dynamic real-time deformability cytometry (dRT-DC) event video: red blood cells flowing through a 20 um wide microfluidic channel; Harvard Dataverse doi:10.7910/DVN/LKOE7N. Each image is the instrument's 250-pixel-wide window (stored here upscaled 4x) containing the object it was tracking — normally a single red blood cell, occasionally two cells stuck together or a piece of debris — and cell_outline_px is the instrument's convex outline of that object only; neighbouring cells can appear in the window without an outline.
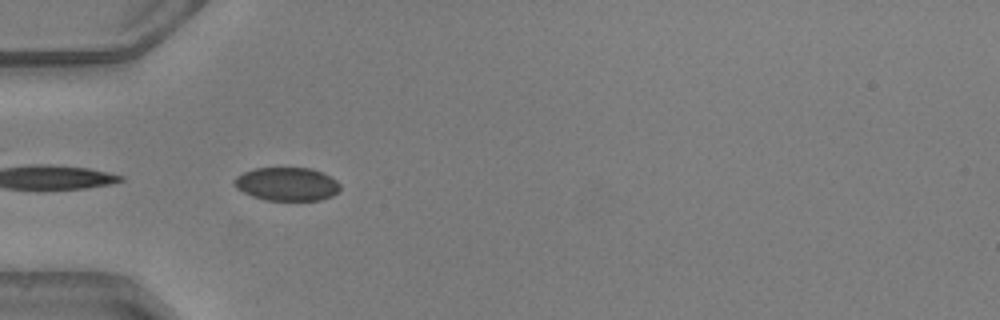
{"species": "common noctule bat (a hibernating species)", "species_latin": "Nyctalus noctula", "temperature_condition": "warm", "stored_images_in_passage": 39, "camera_frame_rate_fps": 3000, "um_per_image_px": 0.085, "animal": {"sex": "male", "body_mass_g": 20.5, "forearm_length_mm": 52.5}, "frame": {"image": 1, "passage_image": 17, "time_ms": 5.333, "image_size_px": [1000, 320], "cell_outline_px": [[340, 188], [332, 196], [320, 200], [268, 200], [252, 196], [236, 188], [232, 184], [232, 180], [236, 176], [244, 172], [256, 168], [312, 168], [324, 172], [336, 180], [340, 184]], "centroid_in_image_um": [24.38, 15.63], "position_along_channel_um": 60.6, "area_um2": 20.69}}